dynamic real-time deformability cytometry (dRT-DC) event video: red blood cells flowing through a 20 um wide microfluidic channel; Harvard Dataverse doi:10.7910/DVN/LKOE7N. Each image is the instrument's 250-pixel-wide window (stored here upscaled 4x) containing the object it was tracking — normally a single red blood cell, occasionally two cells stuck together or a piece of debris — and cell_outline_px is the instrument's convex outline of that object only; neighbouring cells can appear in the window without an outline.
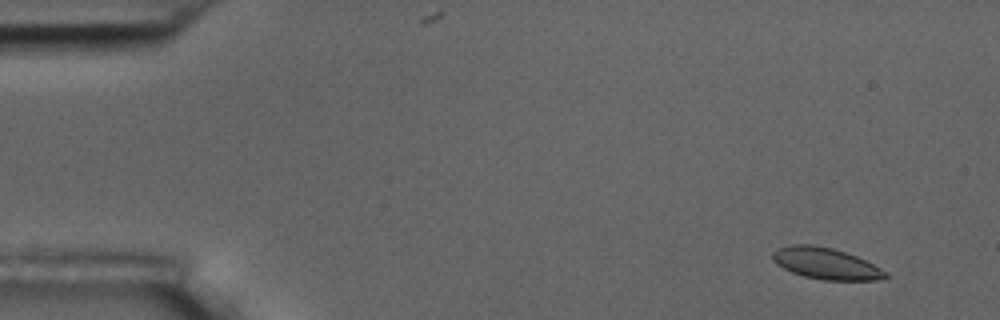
{"species": "common noctule bat (a hibernating species)", "species_latin": "Nyctalus noctula", "temperature_condition": "room temperature", "stored_images_in_passage": 8, "camera_frame_rate_fps": 3000, "um_per_image_px": 0.085, "animal": {"sex": "male", "body_mass_g": 17.5, "forearm_length_mm": 52.3}, "frame": {"image": 1, "passage_image": 2, "time_ms": 1.333, "image_size_px": [1000, 320], "cell_outline_px": [[888, 276], [876, 280], [824, 280], [804, 276], [792, 272], [776, 264], [772, 260], [772, 252], [776, 248], [792, 244], [812, 244], [832, 248], [856, 256], [888, 272]], "centroid_in_image_um": [70.15, 22.39], "position_along_channel_um": 14.8, "area_um2": 20.58}}
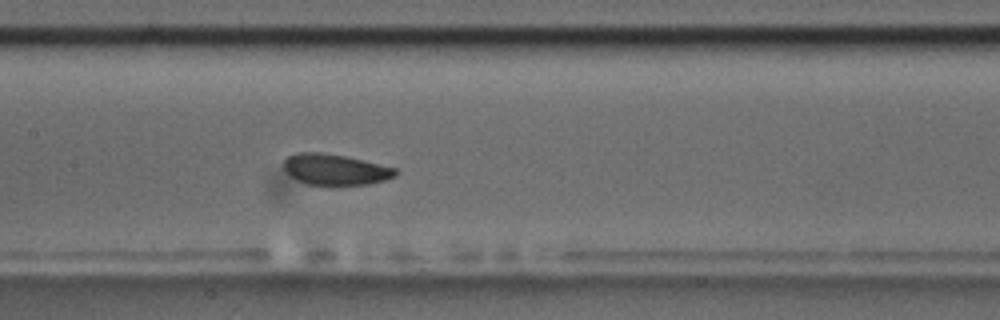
{"frame": {"image": 2, "passage_image": 8, "time_ms": 9.0, "image_size_px": [1000, 320], "cell_outline_px": [[400, 172], [396, 176], [384, 180], [368, 184], [304, 184], [296, 180], [284, 168], [284, 160], [288, 156], [296, 152], [320, 152], [344, 156], [380, 164], [396, 168]], "centroid_in_image_um": [28.5, 14.4], "position_along_channel_um": 178.9, "area_um2": 19.94}}